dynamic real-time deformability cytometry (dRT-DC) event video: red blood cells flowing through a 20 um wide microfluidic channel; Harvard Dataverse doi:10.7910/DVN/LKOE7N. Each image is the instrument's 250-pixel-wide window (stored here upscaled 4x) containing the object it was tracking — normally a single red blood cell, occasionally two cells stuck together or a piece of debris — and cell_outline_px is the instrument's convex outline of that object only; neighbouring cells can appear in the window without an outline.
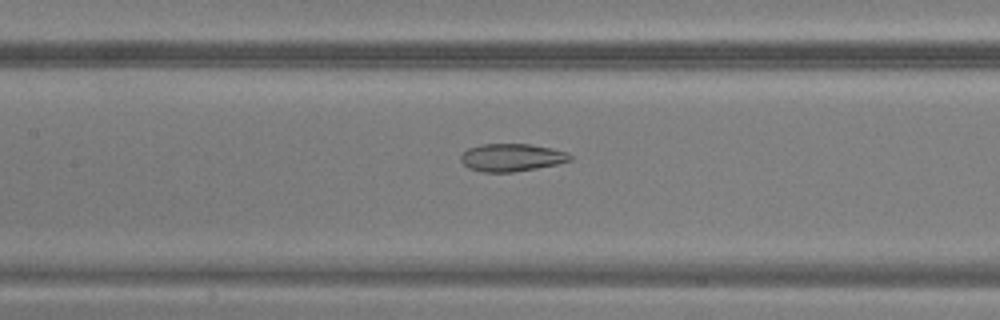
{"species": "common noctule bat (a hibernating species)", "species_latin": "Nyctalus noctula", "temperature_condition": "warm", "stored_images_in_passage": 36, "camera_frame_rate_fps": 3000, "um_per_image_px": 0.085, "animal": {"sex": "male", "body_mass_g": 20.5, "forearm_length_mm": 52.5}, "frame": {"image": 1, "passage_image": 11, "time_ms": 3.333, "image_size_px": [1000, 320], "cell_outline_px": [[572, 160], [556, 164], [536, 168], [512, 172], [484, 172], [468, 168], [460, 160], [460, 156], [468, 148], [484, 144], [528, 144], [552, 148], [568, 152], [572, 156]], "centroid_in_image_um": [43.5, 13.38], "position_along_channel_um": 163.9, "area_um2": 17.57}}
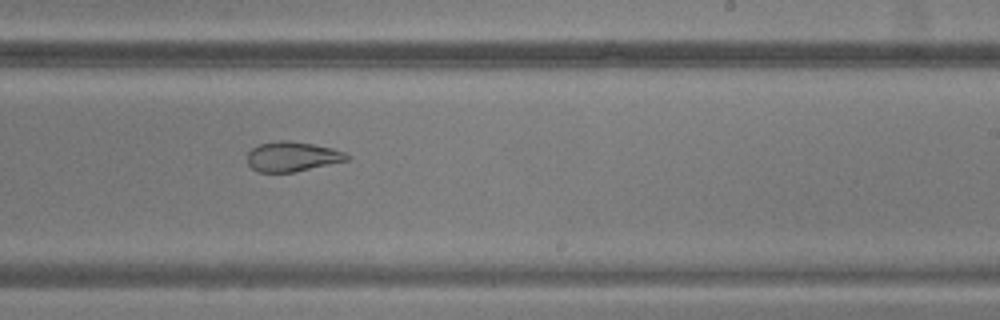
{"frame": {"image": 2, "passage_image": 18, "time_ms": 5.667, "image_size_px": [1000, 320], "cell_outline_px": [[352, 156], [348, 160], [292, 172], [256, 172], [248, 164], [248, 152], [252, 148], [260, 144], [276, 140], [288, 140], [312, 144], [332, 148], [344, 152]], "centroid_in_image_um": [24.83, 13.3], "position_along_channel_um": 264.2, "area_um2": 17.22}}
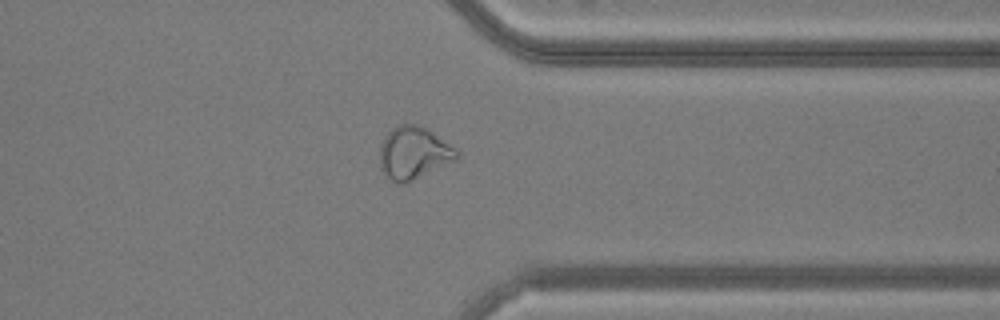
{"frame": {"image": 3, "passage_image": 26, "time_ms": 8.333, "image_size_px": [1000, 320], "cell_outline_px": [[460, 156], [456, 160], [408, 184], [396, 184], [384, 172], [380, 164], [380, 144], [384, 136], [392, 128], [400, 124], [416, 124], [428, 128], [460, 152]], "centroid_in_image_um": [35.18, 13.01], "position_along_channel_um": 376.2, "area_um2": 23.87}}